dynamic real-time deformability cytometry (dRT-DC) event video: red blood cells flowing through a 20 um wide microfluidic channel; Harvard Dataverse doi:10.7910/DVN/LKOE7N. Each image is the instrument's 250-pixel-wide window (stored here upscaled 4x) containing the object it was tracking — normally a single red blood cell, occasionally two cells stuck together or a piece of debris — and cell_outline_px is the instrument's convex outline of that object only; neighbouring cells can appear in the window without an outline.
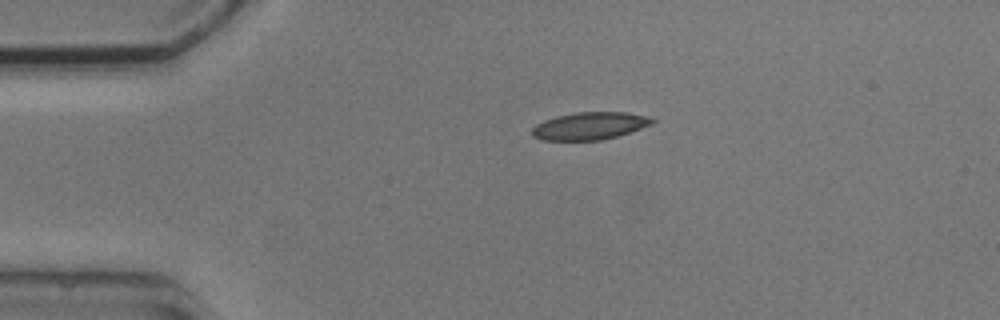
{"species": "common noctule bat (a hibernating species)", "species_latin": "Nyctalus noctula", "temperature_condition": "cold", "stored_images_in_passage": 2, "camera_frame_rate_fps": 3000, "um_per_image_px": 0.085, "animal": {"sex": "male", "body_mass_g": 20.5, "forearm_length_mm": 52.5}, "frame": {"image": 1, "passage_image": 1, "time_ms": 0.0, "image_size_px": [1000, 320], "cell_outline_px": [[656, 120], [652, 124], [616, 136], [600, 140], [544, 140], [532, 136], [532, 128], [536, 124], [544, 120], [556, 116], [576, 112], [628, 112], [652, 116]], "centroid_in_image_um": [50.14, 10.68], "position_along_channel_um": 34.9, "area_um2": 19.25}}